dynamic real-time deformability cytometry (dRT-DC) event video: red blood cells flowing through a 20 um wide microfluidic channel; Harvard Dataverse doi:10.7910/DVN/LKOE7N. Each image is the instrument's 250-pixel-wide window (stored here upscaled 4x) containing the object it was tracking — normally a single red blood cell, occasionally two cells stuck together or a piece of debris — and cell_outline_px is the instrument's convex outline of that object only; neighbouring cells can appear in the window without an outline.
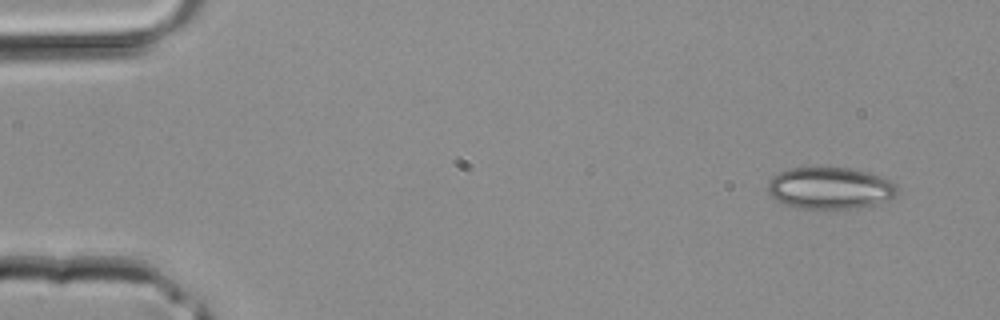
{"species": "common noctule bat (a hibernating species)", "species_latin": "Nyctalus noctula", "temperature_condition": "room temperature", "stored_images_in_passage": 38, "segment_of_instrument_passage": [1, 2], "camera_frame_rate_fps": 3000, "um_per_image_px": 0.085, "animal": {"sex": "male", "body_mass_g": 20.4}, "frame": {"image": 1, "passage_image": 1, "time_ms": 0.0, "image_size_px": [1000, 320], "cell_outline_px": [[900, 192], [896, 196], [888, 200], [876, 204], [856, 208], [792, 208], [776, 200], [768, 192], [768, 180], [772, 176], [788, 168], [848, 168], [868, 172], [880, 176], [896, 184]], "centroid_in_image_um": [70.55, 16.0], "position_along_channel_um": 14.4, "area_um2": 31.67}}
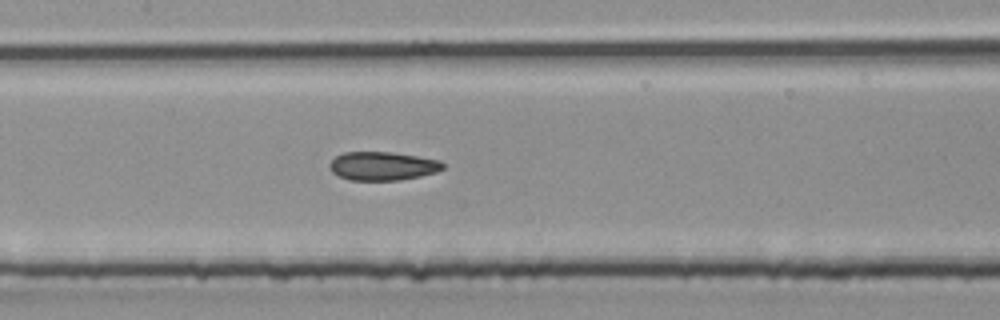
{"frame": {"image": 2, "passage_image": 17, "time_ms": 5.333, "image_size_px": [1000, 320], "cell_outline_px": [[444, 168], [436, 172], [420, 176], [400, 180], [348, 180], [332, 172], [328, 168], [328, 164], [336, 156], [344, 152], [392, 152], [440, 160], [444, 164]], "centroid_in_image_um": [32.5, 14.11], "position_along_channel_um": 174.9, "area_um2": 18.9}}
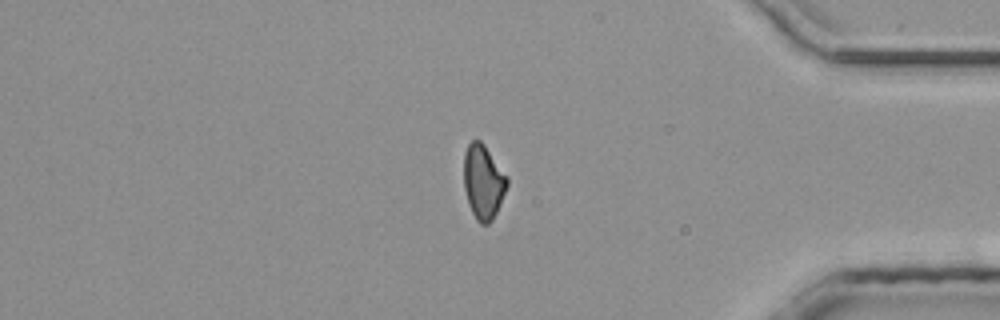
{"frame": {"image": 3, "passage_image": 31, "time_ms": 10.0, "image_size_px": [1000, 320], "cell_outline_px": [[508, 184], [496, 212], [492, 220], [488, 224], [480, 224], [476, 220], [468, 204], [464, 188], [464, 152], [468, 144], [472, 140], [480, 140], [484, 144], [508, 176]], "centroid_in_image_um": [41.07, 15.44], "position_along_channel_um": 394.1, "area_um2": 18.79}}